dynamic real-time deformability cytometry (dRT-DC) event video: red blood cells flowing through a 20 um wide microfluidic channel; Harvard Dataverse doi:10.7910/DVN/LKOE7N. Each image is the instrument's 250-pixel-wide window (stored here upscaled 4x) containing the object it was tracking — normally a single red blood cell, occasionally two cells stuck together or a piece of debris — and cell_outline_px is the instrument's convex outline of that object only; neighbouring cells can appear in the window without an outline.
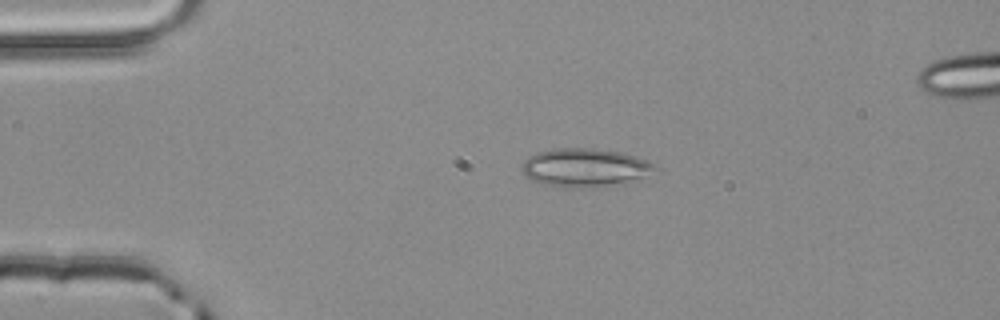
{"species": "common noctule bat (a hibernating species)", "species_latin": "Nyctalus noctula", "temperature_condition": "room temperature", "stored_images_in_passage": 3, "camera_frame_rate_fps": 3000, "um_per_image_px": 0.085, "animal": {"sex": "male", "body_mass_g": 20.4}, "frame": {"image": 1, "passage_image": 1, "time_ms": 0.0, "image_size_px": [1000, 320], "cell_outline_px": [[664, 168], [660, 172], [644, 176], [608, 184], [572, 188], [564, 188], [532, 180], [524, 172], [524, 160], [528, 156], [536, 152], [556, 148], [592, 148], [624, 152], [648, 160]], "centroid_in_image_um": [49.8, 14.2], "position_along_channel_um": 35.2, "area_um2": 29.48}}